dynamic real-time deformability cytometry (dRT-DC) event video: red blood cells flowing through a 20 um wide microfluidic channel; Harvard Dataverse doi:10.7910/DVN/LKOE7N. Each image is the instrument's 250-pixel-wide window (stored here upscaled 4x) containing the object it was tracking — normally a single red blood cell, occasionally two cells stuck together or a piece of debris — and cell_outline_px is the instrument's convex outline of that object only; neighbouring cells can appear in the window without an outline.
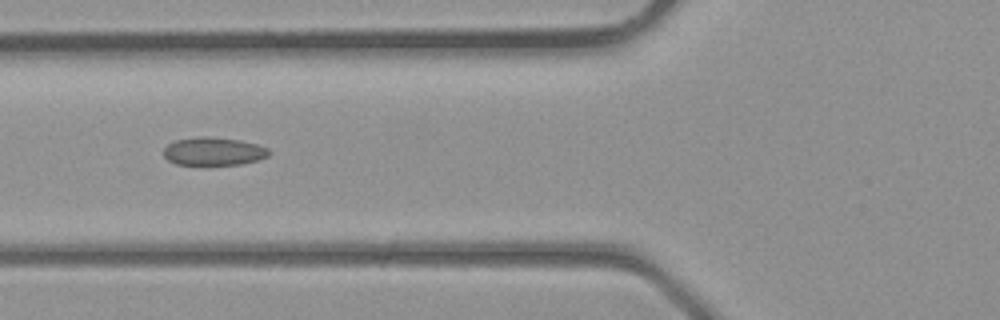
{"species": "common noctule bat (a hibernating species)", "species_latin": "Nyctalus noctula", "temperature_condition": "room temperature", "stored_images_in_passage": 37, "camera_frame_rate_fps": 3000, "um_per_image_px": 0.085, "animal": {"sex": "male", "body_mass_g": 23.1, "forearm_length_mm": 52.7}, "frame": {"image": 1, "passage_image": 14, "time_ms": 4.333, "image_size_px": [1000, 320], "cell_outline_px": [[272, 152], [268, 156], [256, 160], [240, 164], [176, 164], [168, 160], [164, 156], [164, 148], [172, 140], [200, 136], [208, 136], [240, 140], [256, 144], [268, 148]], "centroid_in_image_um": [18.14, 12.84], "position_along_channel_um": 107.7, "area_um2": 17.22}}
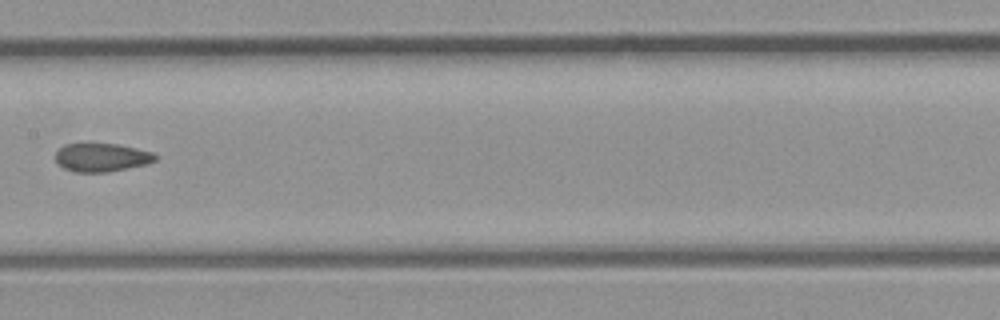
{"frame": {"image": 2, "passage_image": 19, "time_ms": 6.0, "image_size_px": [1000, 320], "cell_outline_px": [[156, 160], [148, 164], [108, 172], [76, 172], [64, 168], [56, 160], [56, 152], [64, 144], [116, 144], [136, 148], [152, 152], [156, 156]], "centroid_in_image_um": [8.65, 13.39], "position_along_channel_um": 198.7, "area_um2": 16.36}}
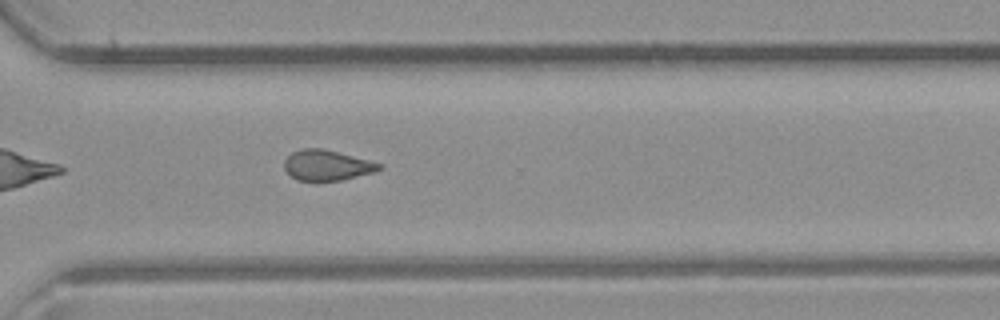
{"frame": {"image": 3, "passage_image": 27, "time_ms": 8.667, "image_size_px": [1000, 320], "cell_outline_px": [[384, 168], [376, 172], [340, 180], [296, 180], [284, 168], [284, 160], [292, 152], [300, 148], [324, 148], [368, 160], [380, 164]], "centroid_in_image_um": [27.79, 14.03], "position_along_channel_um": 342.8, "area_um2": 16.76}}